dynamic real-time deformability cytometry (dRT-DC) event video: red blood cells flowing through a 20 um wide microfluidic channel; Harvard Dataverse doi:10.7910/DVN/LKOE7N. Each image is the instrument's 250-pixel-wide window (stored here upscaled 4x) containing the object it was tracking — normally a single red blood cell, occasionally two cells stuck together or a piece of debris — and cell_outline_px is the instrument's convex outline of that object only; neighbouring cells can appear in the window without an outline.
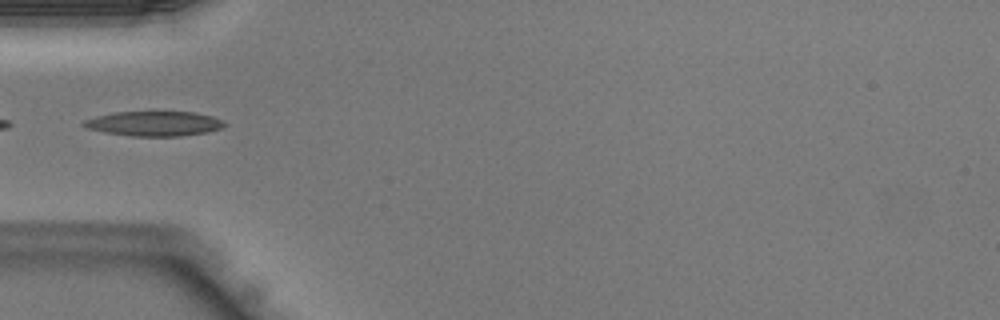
{"species": "Egyptian fruit bat (a non-hibernating species)", "species_latin": "Rousettus aegyptiacus", "temperature_condition": "warm", "stored_images_in_passage": 16, "camera_frame_rate_fps": 3000, "um_per_image_px": 0.085, "animal": {"sex": "male"}, "frame": {"image": 1, "passage_image": 3, "time_ms": 0.667, "image_size_px": [1000, 320], "cell_outline_px": [[228, 124], [224, 128], [208, 132], [180, 136], [132, 136], [104, 132], [84, 128], [80, 124], [84, 120], [96, 116], [116, 112], [196, 112], [212, 116], [224, 120]], "centroid_in_image_um": [13.13, 10.51], "position_along_channel_um": 71.9, "area_um2": 20.58}}
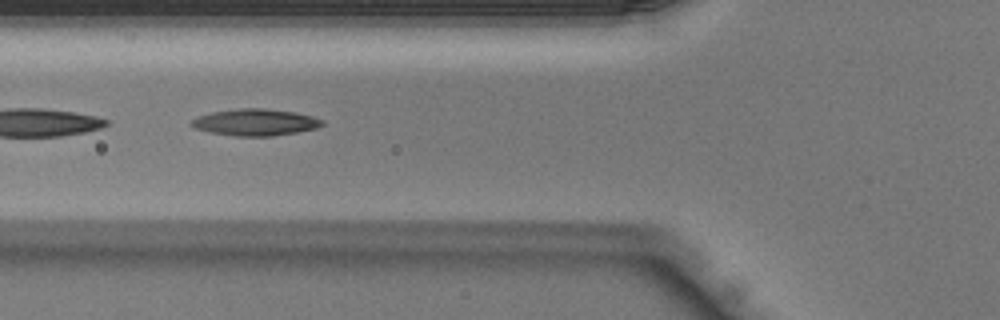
{"frame": {"image": 2, "passage_image": 5, "time_ms": 1.333, "image_size_px": [1000, 320], "cell_outline_px": [[324, 124], [316, 128], [296, 132], [272, 136], [236, 136], [212, 132], [196, 128], [188, 124], [192, 120], [200, 116], [212, 112], [236, 108], [264, 108], [296, 112], [312, 116], [324, 120]], "centroid_in_image_um": [21.73, 10.38], "position_along_channel_um": 104.1, "area_um2": 20.23}}